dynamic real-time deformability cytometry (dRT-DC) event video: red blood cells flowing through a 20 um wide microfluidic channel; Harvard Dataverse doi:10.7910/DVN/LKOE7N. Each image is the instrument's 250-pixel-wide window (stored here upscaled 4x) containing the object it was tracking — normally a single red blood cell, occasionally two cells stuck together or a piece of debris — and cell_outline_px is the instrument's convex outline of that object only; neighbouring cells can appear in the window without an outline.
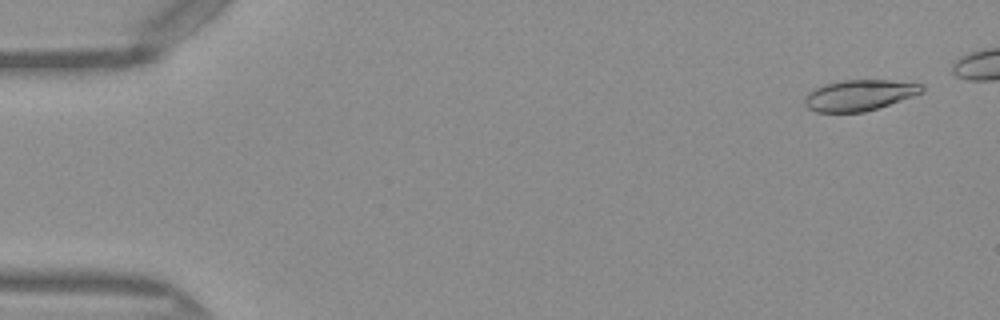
{"species": "Egyptian fruit bat (a non-hibernating species)", "species_latin": "Rousettus aegyptiacus", "temperature_condition": "warm", "stored_images_in_passage": 10, "camera_frame_rate_fps": 3000, "um_per_image_px": 0.085, "frame": {"image": 1, "passage_image": 2, "time_ms": 0.333, "image_size_px": [1000, 320], "cell_outline_px": [[924, 92], [864, 112], [816, 112], [808, 108], [804, 104], [804, 96], [808, 92], [816, 88], [840, 80], [888, 80], [924, 84]], "centroid_in_image_um": [73.03, 8.09], "position_along_channel_um": 12.0, "area_um2": 20.92}}